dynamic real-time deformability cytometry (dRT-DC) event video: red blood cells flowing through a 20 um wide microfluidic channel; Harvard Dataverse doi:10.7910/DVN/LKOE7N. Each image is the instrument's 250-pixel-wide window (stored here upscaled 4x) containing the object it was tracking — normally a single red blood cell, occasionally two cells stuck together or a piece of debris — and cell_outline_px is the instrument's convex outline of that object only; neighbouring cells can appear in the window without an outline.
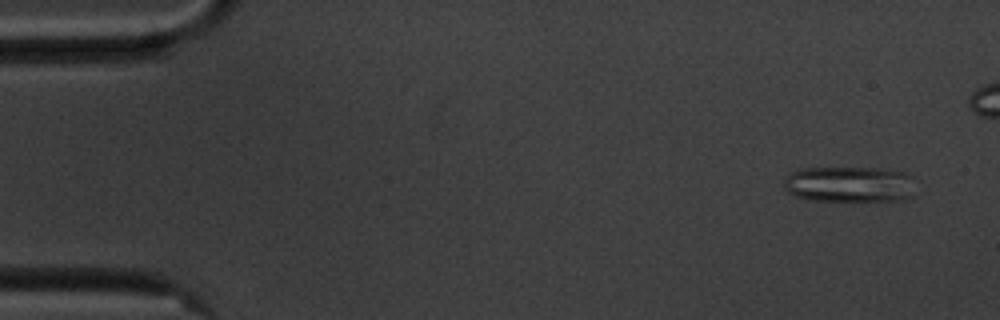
{"species": "common noctule bat (a hibernating species)", "species_latin": "Nyctalus noctula", "temperature_condition": "cold", "stored_images_in_passage": 58, "camera_frame_rate_fps": 3000, "um_per_image_px": 0.085, "animal": {"sex": "male", "body_mass_g": 20.1, "forearm_length_mm": 53.5}, "frame": {"image": 1, "passage_image": 4, "time_ms": 1.0, "image_size_px": [1000, 320], "cell_outline_px": [[912, 196], [904, 200], [812, 200], [796, 196], [788, 192], [784, 188], [784, 180], [792, 172], [804, 168], [880, 168], [904, 172], [912, 176]], "centroid_in_image_um": [72.21, 15.65], "position_along_channel_um": 12.8, "area_um2": 27.28}}
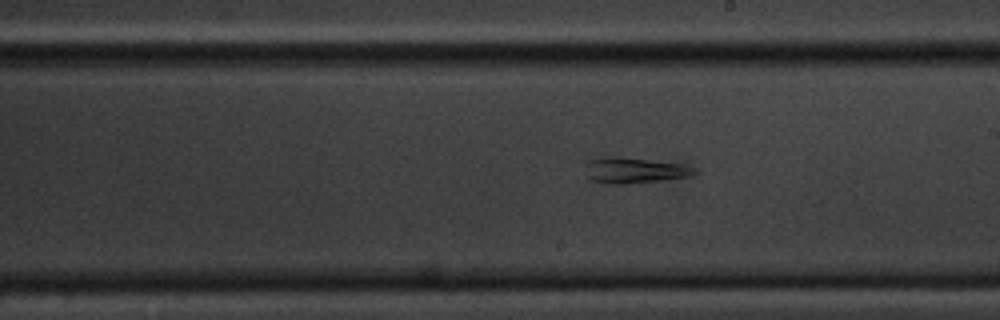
{"frame": {"image": 2, "passage_image": 32, "time_ms": 10.333, "image_size_px": [1000, 320], "cell_outline_px": [[700, 172], [696, 176], [624, 184], [608, 184], [592, 180], [588, 176], [588, 160], [604, 156], [620, 156], [684, 164], [696, 168]], "centroid_in_image_um": [54.03, 14.47], "position_along_channel_um": 235.0, "area_um2": 16.53}}
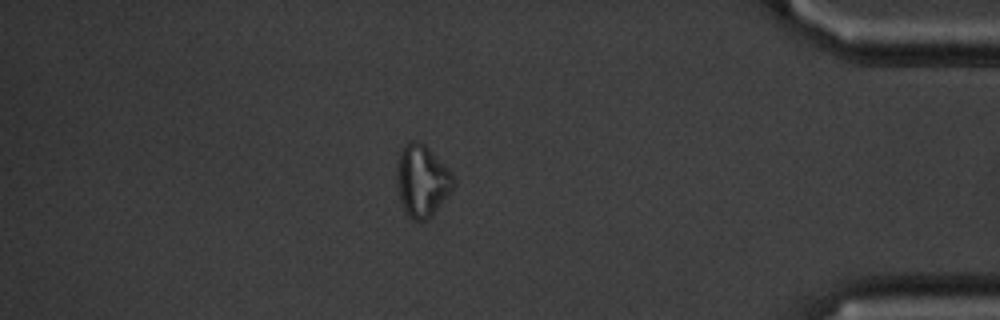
{"frame": {"image": 3, "passage_image": 49, "time_ms": 16.0, "image_size_px": [1000, 320], "cell_outline_px": [[456, 184], [436, 208], [424, 220], [412, 220], [408, 216], [404, 208], [396, 184], [396, 160], [404, 144], [412, 140], [420, 140], [452, 172], [456, 180]], "centroid_in_image_um": [35.85, 15.29], "position_along_channel_um": 399.4, "area_um2": 23.47}, "authors_computed_cell_mechanics": {"area_um2": 23.5246, "velocity_mm_per_s": 3.553, "shape_relaxation_time_tau1_ms": null, "shape_relaxation_time_tau2_ms": 2.5128, "deformation_change_tau1": null, "deformation_change_tau2": 0.0784}}